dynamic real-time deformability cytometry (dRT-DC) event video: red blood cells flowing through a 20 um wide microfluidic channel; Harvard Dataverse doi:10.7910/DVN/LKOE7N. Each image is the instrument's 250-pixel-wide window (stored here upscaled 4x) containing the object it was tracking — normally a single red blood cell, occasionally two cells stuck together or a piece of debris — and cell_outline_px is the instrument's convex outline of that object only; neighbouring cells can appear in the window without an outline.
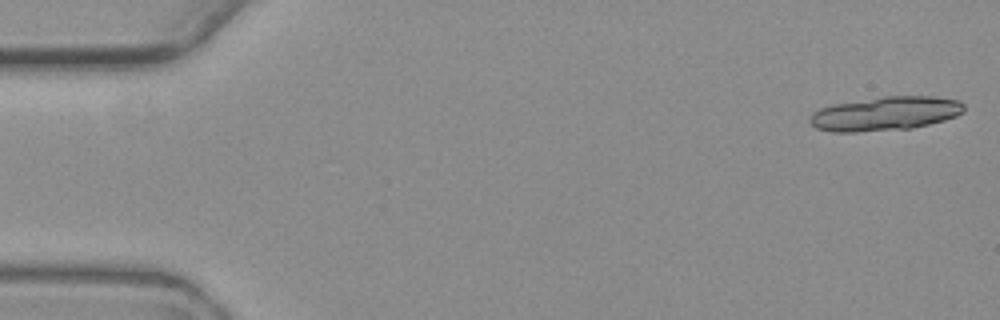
{"species": "common noctule bat (a hibernating species)", "species_latin": "Nyctalus noctula", "temperature_condition": "warm", "stored_images_in_passage": 7, "camera_frame_rate_fps": 3000, "um_per_image_px": 0.085, "animal": {"sex": "female", "body_mass_g": 19.3, "forearm_length_mm": 54.1}, "frame": {"image": 1, "passage_image": 1, "time_ms": 0.0, "image_size_px": [1000, 320], "cell_outline_px": [[964, 112], [956, 116], [944, 120], [912, 128], [856, 132], [832, 132], [816, 128], [808, 120], [812, 112], [820, 108], [832, 104], [884, 96], [932, 96], [960, 100], [964, 104]], "centroid_in_image_um": [75.24, 9.65], "position_along_channel_um": 9.8, "area_um2": 30.63}}
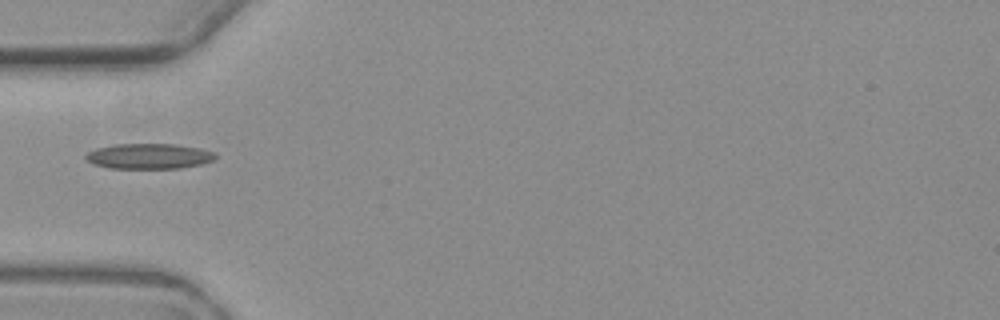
{"frame": {"image": 2, "passage_image": 6, "time_ms": 6.0, "image_size_px": [1000, 320], "cell_outline_px": [[216, 156], [212, 160], [200, 164], [180, 168], [108, 168], [92, 164], [84, 156], [88, 152], [96, 148], [112, 144], [176, 144], [200, 148], [216, 152]], "centroid_in_image_um": [12.64, 13.27], "position_along_channel_um": 72.4, "area_um2": 19.19}}
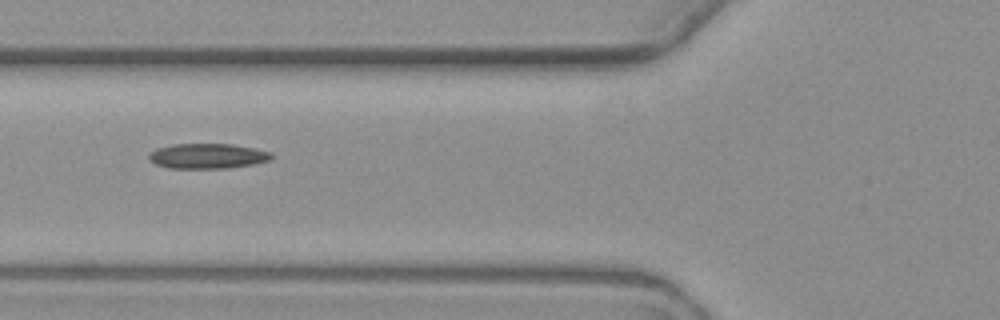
{"frame": {"image": 3, "passage_image": 7, "time_ms": 7.0, "image_size_px": [1000, 320], "cell_outline_px": [[272, 160], [252, 164], [228, 168], [168, 168], [156, 164], [148, 160], [148, 156], [156, 148], [172, 144], [232, 144], [256, 148], [272, 152]], "centroid_in_image_um": [17.65, 13.26], "position_along_channel_um": 108.1, "area_um2": 18.03}}